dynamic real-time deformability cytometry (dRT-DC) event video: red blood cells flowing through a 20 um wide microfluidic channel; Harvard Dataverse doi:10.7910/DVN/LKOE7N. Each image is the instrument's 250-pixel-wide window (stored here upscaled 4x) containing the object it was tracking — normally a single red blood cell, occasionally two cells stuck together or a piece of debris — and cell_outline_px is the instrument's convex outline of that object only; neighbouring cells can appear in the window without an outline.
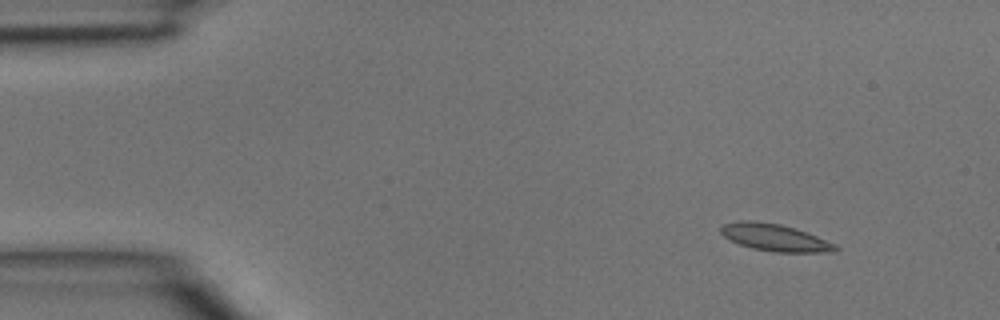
{"species": "common noctule bat (a hibernating species)", "species_latin": "Nyctalus noctula", "temperature_condition": "room temperature", "stored_images_in_passage": 42, "camera_frame_rate_fps": 3000, "um_per_image_px": 0.085, "animal": {"sex": "male", "body_mass_g": 15.6}, "frame": {"image": 1, "passage_image": 1, "time_ms": 0.0, "image_size_px": [1000, 320], "cell_outline_px": [[840, 248], [836, 252], [776, 252], [752, 248], [740, 244], [724, 236], [720, 232], [720, 228], [724, 224], [740, 220], [752, 220], [780, 224], [816, 236], [836, 244]], "centroid_in_image_um": [65.87, 20.19], "position_along_channel_um": 19.1, "area_um2": 17.86}}
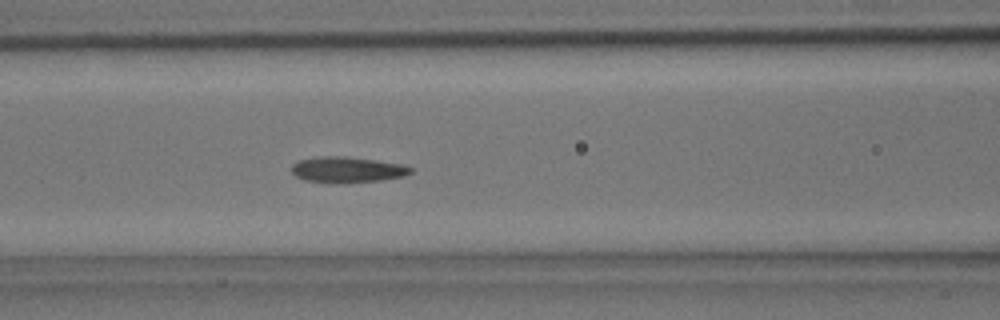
{"frame": {"image": 2, "passage_image": 15, "time_ms": 4.667, "image_size_px": [1000, 320], "cell_outline_px": [[412, 172], [404, 176], [380, 180], [332, 184], [328, 184], [304, 180], [296, 176], [292, 172], [292, 164], [300, 160], [320, 156], [344, 156], [376, 160], [404, 164], [412, 168]], "centroid_in_image_um": [29.5, 14.43], "position_along_channel_um": 137.1, "area_um2": 18.09}}
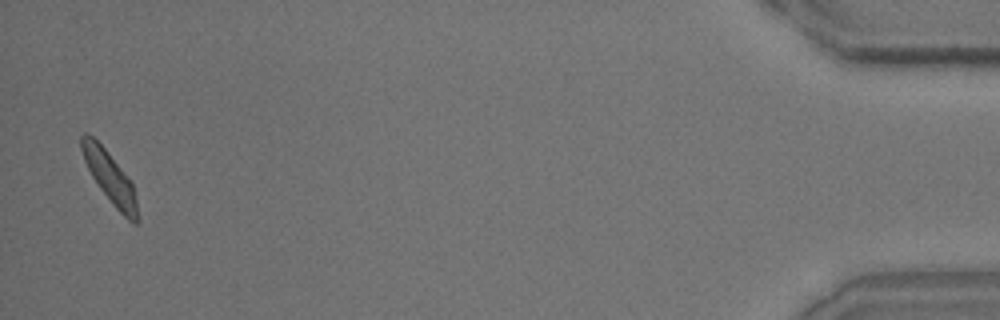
{"frame": {"image": 3, "passage_image": 41, "time_ms": 13.333, "image_size_px": [1000, 320], "cell_outline_px": [[140, 220], [136, 224], [132, 224], [112, 204], [100, 188], [92, 176], [84, 160], [80, 148], [80, 136], [84, 132], [88, 132], [104, 148], [120, 168], [132, 184], [136, 200]], "centroid_in_image_um": [9.33, 15.1], "position_along_channel_um": 425.9, "area_um2": 16.47}}